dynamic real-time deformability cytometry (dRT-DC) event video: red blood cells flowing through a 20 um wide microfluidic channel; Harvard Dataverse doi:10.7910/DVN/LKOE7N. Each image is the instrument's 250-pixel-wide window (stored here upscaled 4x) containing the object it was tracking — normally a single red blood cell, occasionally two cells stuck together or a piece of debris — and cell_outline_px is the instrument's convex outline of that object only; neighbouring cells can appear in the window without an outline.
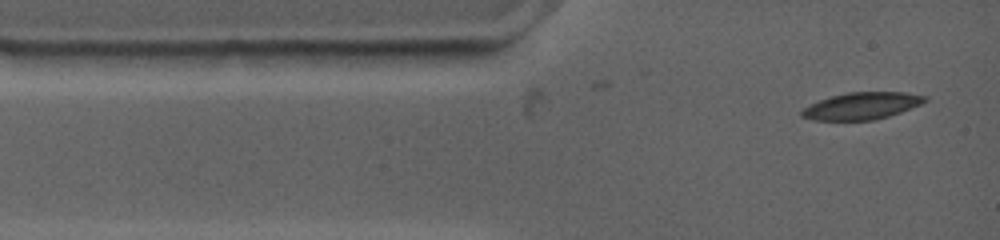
{"species": "common noctule bat (a hibernating species)", "species_latin": "Nyctalus noctula", "temperature_condition": "warm", "stored_images_in_passage": 2, "camera_frame_rate_fps": 4500, "um_per_image_px": 0.085, "animal": {"sex": "female", "body_mass_g": 19.0, "forearm_length_mm": 53.3}, "frame": {"image": 1, "passage_image": 2, "time_ms": 0.667, "image_size_px": [1000, 240], "cell_outline_px": [[928, 100], [920, 104], [900, 112], [888, 116], [872, 120], [816, 120], [800, 116], [800, 112], [804, 108], [820, 100], [832, 96], [848, 92], [904, 92], [928, 96]], "centroid_in_image_um": [73.27, 8.99], "position_along_channel_um": 11.7, "area_um2": 19.13}}